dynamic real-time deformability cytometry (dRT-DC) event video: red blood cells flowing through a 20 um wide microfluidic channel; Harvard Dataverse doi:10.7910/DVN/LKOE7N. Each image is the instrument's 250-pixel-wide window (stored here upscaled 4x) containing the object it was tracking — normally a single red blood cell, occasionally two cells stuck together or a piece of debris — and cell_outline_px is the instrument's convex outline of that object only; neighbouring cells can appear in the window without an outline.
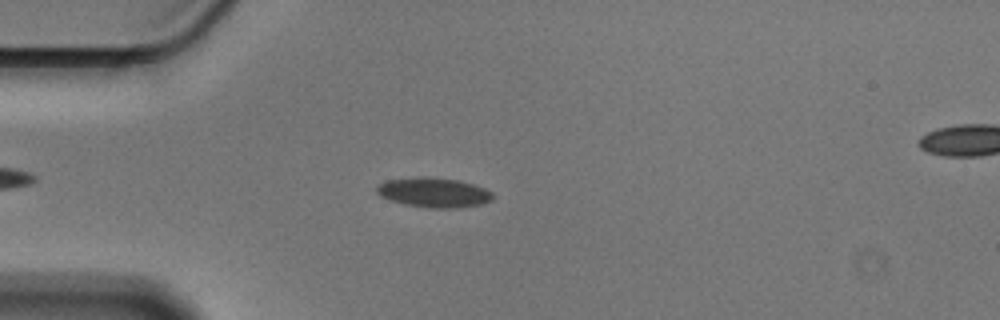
{"species": "Egyptian fruit bat (a non-hibernating species)", "species_latin": "Rousettus aegyptiacus", "temperature_condition": "cold", "stored_images_in_passage": 51, "camera_frame_rate_fps": 3000, "um_per_image_px": 0.085, "animal": {"sex": "male"}, "frame": {"image": 1, "passage_image": 10, "time_ms": 3.0, "image_size_px": [1000, 320], "cell_outline_px": [[492, 200], [484, 204], [460, 208], [432, 208], [404, 204], [380, 196], [376, 192], [376, 188], [380, 184], [388, 180], [456, 180], [472, 184], [484, 188], [492, 192]], "centroid_in_image_um": [36.94, 16.43], "position_along_channel_um": 48.1, "area_um2": 18.96}}
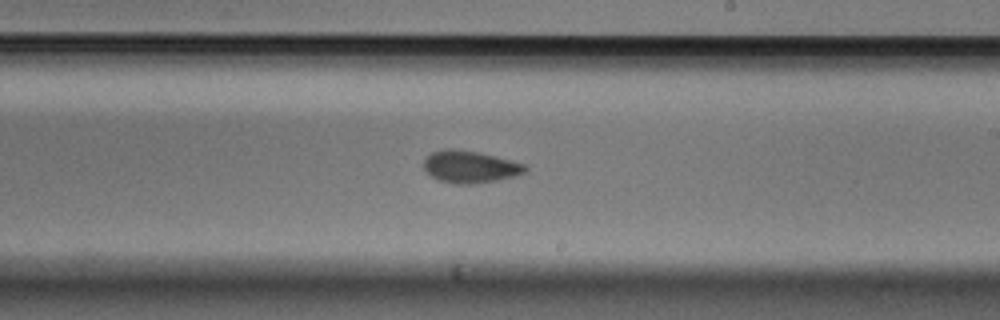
{"frame": {"image": 2, "passage_image": 28, "time_ms": 9.0, "image_size_px": [1000, 320], "cell_outline_px": [[528, 172], [516, 176], [476, 184], [456, 184], [440, 180], [432, 176], [424, 168], [424, 160], [432, 152], [448, 148], [452, 148], [480, 152], [528, 164]], "centroid_in_image_um": [40.03, 14.17], "position_along_channel_um": 249.0, "area_um2": 19.19}}
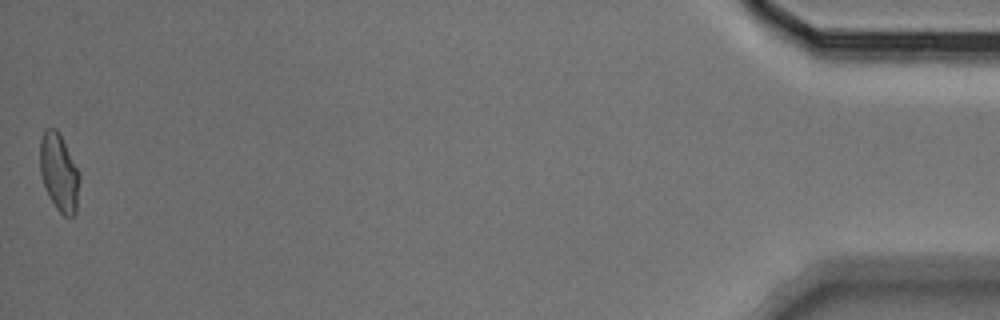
{"frame": {"image": 3, "passage_image": 51, "time_ms": 16.667, "image_size_px": [1000, 320], "cell_outline_px": [[80, 180], [76, 212], [72, 216], [64, 216], [56, 208], [48, 196], [40, 172], [40, 140], [44, 128], [56, 128], [80, 172]], "centroid_in_image_um": [5.02, 14.66], "position_along_channel_um": 430.2, "area_um2": 17.92}, "authors_computed_cell_mechanics": {"area_um2": 18.8428, "velocity_mm_per_s": 3.5724, "shape_relaxation_time_tau1_ms": 5.6161, "shape_relaxation_time_tau2_ms": 1.4739, "deformation_change_tau1": 0.1167, "deformation_change_tau2": 0.0569}}